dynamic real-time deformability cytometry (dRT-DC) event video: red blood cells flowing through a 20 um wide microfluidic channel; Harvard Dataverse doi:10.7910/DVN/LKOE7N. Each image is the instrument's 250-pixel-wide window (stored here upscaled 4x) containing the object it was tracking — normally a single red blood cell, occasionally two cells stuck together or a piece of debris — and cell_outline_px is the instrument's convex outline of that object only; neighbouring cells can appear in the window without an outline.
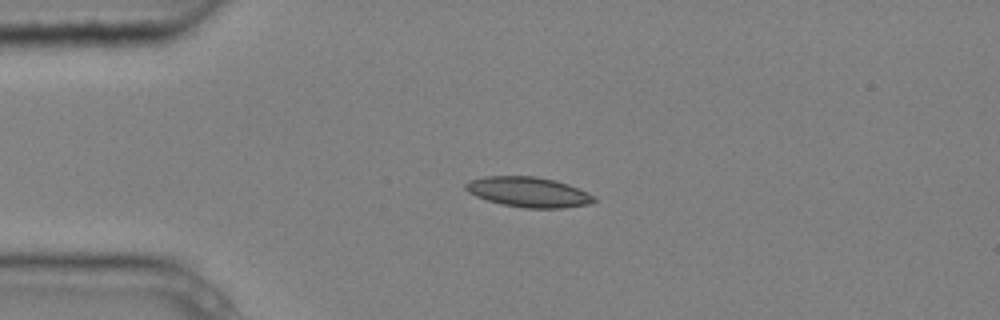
{"species": "common noctule bat (a hibernating species)", "species_latin": "Nyctalus noctula", "temperature_condition": "cold", "stored_images_in_passage": 3, "camera_frame_rate_fps": 3000, "um_per_image_px": 0.085, "animal": {"sex": "male", "body_mass_g": 20.4}, "frame": {"image": 1, "passage_image": 2, "time_ms": 0.333, "image_size_px": [1000, 320], "cell_outline_px": [[596, 200], [592, 204], [564, 208], [524, 208], [500, 204], [476, 196], [468, 192], [464, 188], [464, 184], [468, 180], [484, 176], [536, 176], [556, 180], [568, 184], [588, 192]], "centroid_in_image_um": [44.91, 16.32], "position_along_channel_um": 40.1, "area_um2": 22.77}}